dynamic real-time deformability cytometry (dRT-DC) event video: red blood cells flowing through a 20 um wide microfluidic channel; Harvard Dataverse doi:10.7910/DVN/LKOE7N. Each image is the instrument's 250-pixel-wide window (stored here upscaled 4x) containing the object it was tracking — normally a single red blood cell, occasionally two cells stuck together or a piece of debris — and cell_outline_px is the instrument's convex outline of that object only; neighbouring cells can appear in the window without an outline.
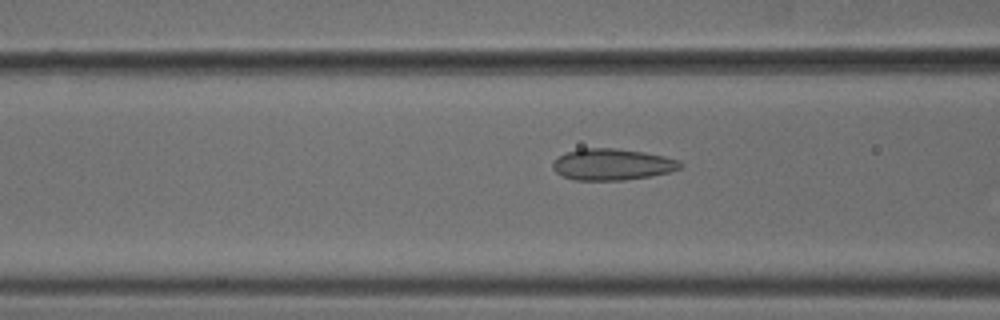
{"species": "common noctule bat (a hibernating species)", "species_latin": "Nyctalus noctula", "temperature_condition": "cold", "stored_images_in_passage": 38, "camera_frame_rate_fps": 3000, "um_per_image_px": 0.085, "animal": {"sex": "male", "body_mass_g": 18.8}, "frame": {"image": 1, "passage_image": 6, "time_ms": 1.667, "image_size_px": [1000, 320], "cell_outline_px": [[684, 164], [680, 168], [668, 172], [648, 176], [624, 180], [572, 180], [556, 172], [552, 168], [552, 164], [560, 156], [568, 152], [580, 148], [616, 148], [644, 152], [664, 156], [680, 160]], "centroid_in_image_um": [52.05, 13.97], "position_along_channel_um": 114.5, "area_um2": 23.24}}
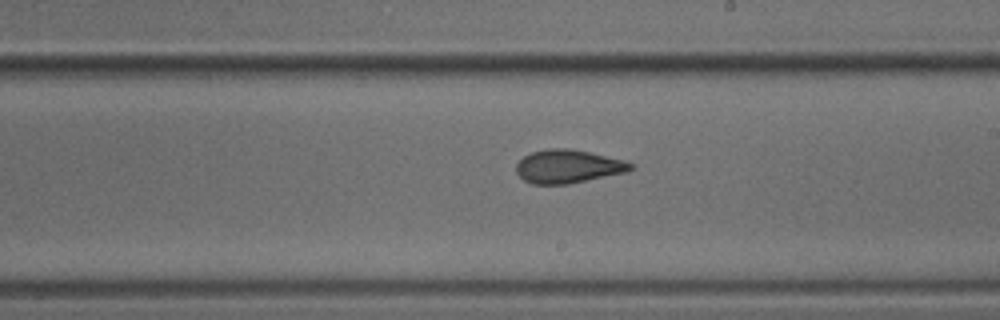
{"frame": {"image": 2, "passage_image": 16, "time_ms": 5.0, "image_size_px": [1000, 320], "cell_outline_px": [[632, 168], [628, 172], [568, 184], [532, 184], [524, 180], [516, 172], [516, 164], [524, 156], [532, 152], [548, 148], [568, 148], [588, 152], [624, 160], [632, 164]], "centroid_in_image_um": [48.26, 14.15], "position_along_channel_um": 240.7, "area_um2": 22.14}}
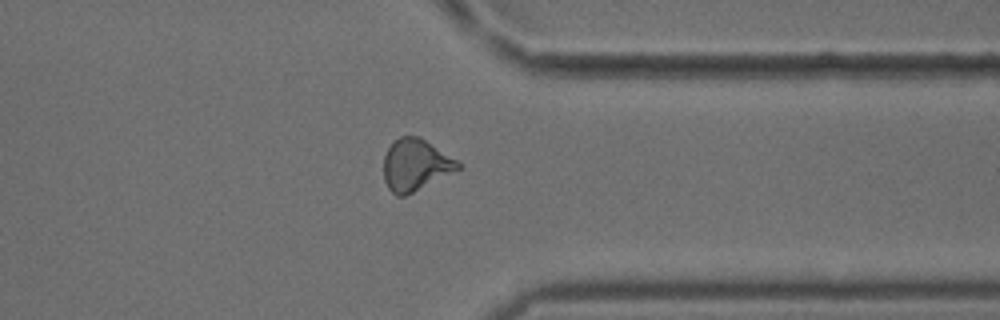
{"frame": {"image": 3, "passage_image": 27, "time_ms": 8.667, "image_size_px": [1000, 320], "cell_outline_px": [[464, 168], [404, 196], [396, 196], [388, 188], [384, 180], [384, 156], [388, 148], [400, 136], [420, 136], [456, 160]], "centroid_in_image_um": [35.33, 14.03], "position_along_channel_um": 376.1, "area_um2": 22.31}, "authors_computed_cell_mechanics": {"area_um2": 22.3397, "velocity_mm_per_s": 3.7761, "shape_relaxation_time_tau1_ms": null, "shape_relaxation_time_tau2_ms": 1.383, "deformation_change_tau1": null, "deformation_change_tau2": 0.0802}}